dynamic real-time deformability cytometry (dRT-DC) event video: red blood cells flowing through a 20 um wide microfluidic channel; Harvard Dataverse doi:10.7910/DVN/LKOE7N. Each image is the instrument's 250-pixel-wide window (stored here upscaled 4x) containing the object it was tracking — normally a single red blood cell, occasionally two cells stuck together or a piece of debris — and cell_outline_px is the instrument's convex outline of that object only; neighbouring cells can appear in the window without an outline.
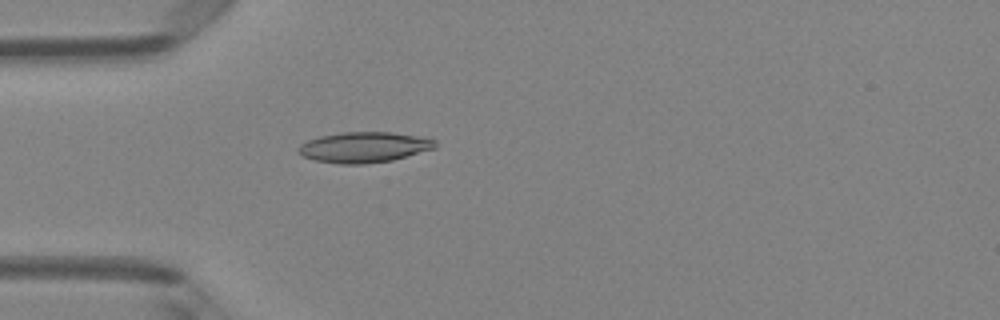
{"species": "Egyptian fruit bat (a non-hibernating species)", "species_latin": "Rousettus aegyptiacus", "temperature_condition": "room temperature", "stored_images_in_passage": 2, "camera_frame_rate_fps": 3000, "um_per_image_px": 0.085, "animal": {"sex": "female"}, "frame": {"image": 1, "passage_image": 2, "time_ms": 0.333, "image_size_px": [1000, 320], "cell_outline_px": [[436, 148], [392, 160], [364, 164], [340, 164], [316, 160], [300, 156], [296, 152], [300, 144], [308, 140], [320, 136], [344, 132], [392, 132], [416, 136], [436, 140]], "centroid_in_image_um": [30.91, 12.52], "position_along_channel_um": 54.1, "area_um2": 24.33}}